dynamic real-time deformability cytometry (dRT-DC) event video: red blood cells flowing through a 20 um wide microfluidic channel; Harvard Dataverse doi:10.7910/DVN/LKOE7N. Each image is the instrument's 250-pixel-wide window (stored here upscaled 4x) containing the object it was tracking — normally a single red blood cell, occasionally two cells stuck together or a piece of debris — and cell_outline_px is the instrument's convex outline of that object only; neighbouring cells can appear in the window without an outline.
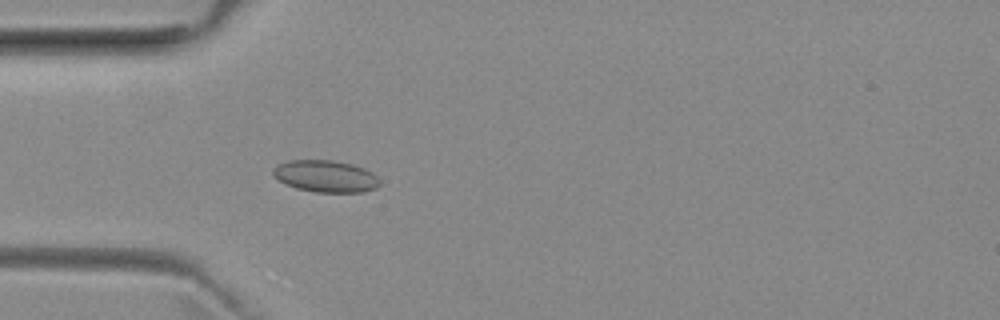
{"species": "common noctule bat (a hibernating species)", "species_latin": "Nyctalus noctula", "temperature_condition": "room temperature", "stored_images_in_passage": 47, "camera_frame_rate_fps": 3000, "um_per_image_px": 0.085, "animal": {"sex": "female", "body_mass_g": 29.2, "forearm_length_mm": 56.3}, "frame": {"image": 1, "passage_image": 10, "time_ms": 3.0, "image_size_px": [1000, 320], "cell_outline_px": [[380, 184], [376, 188], [364, 192], [316, 192], [296, 188], [280, 180], [272, 172], [272, 168], [276, 164], [288, 160], [332, 160], [352, 164], [364, 168], [372, 172], [380, 180]], "centroid_in_image_um": [27.69, 14.97], "position_along_channel_um": 57.3, "area_um2": 19.83}}
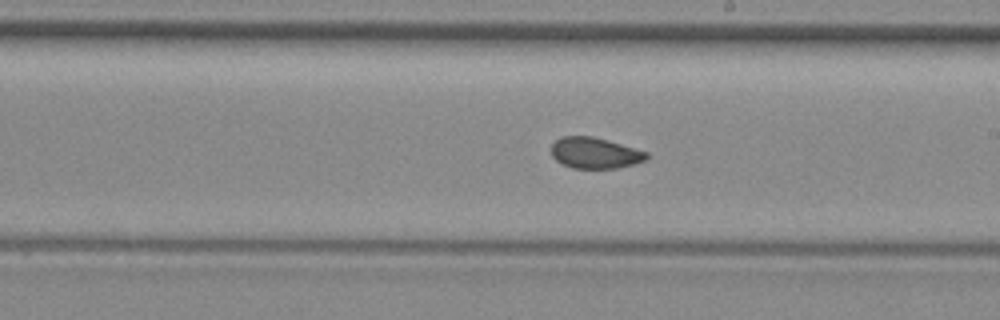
{"frame": {"image": 2, "passage_image": 24, "time_ms": 7.667, "image_size_px": [1000, 320], "cell_outline_px": [[648, 160], [616, 168], [572, 168], [556, 160], [552, 156], [552, 144], [556, 140], [564, 136], [592, 136], [608, 140], [648, 152]], "centroid_in_image_um": [50.58, 13.0], "position_along_channel_um": 238.4, "area_um2": 17.11}}
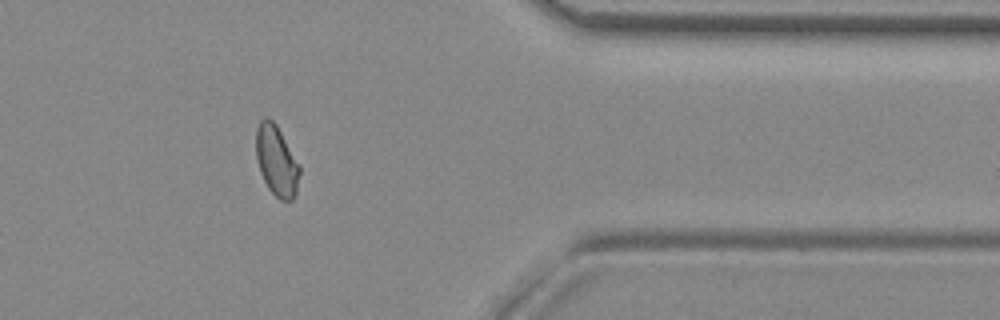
{"frame": {"image": 3, "passage_image": 37, "time_ms": 12.0, "image_size_px": [1000, 320], "cell_outline_px": [[300, 172], [296, 192], [292, 200], [280, 200], [268, 188], [260, 172], [256, 160], [256, 128], [260, 120], [264, 116], [268, 116], [276, 124], [300, 164]], "centroid_in_image_um": [23.5, 13.63], "position_along_channel_um": 387.9, "area_um2": 18.03}, "authors_computed_cell_mechanics": {"area_um2": 18.0336, "velocity_mm_per_s": 3.953, "shape_relaxation_time_tau1_ms": null, "shape_relaxation_time_tau2_ms": 2.8138, "deformation_change_tau1": null, "deformation_change_tau2": 0.0412}}